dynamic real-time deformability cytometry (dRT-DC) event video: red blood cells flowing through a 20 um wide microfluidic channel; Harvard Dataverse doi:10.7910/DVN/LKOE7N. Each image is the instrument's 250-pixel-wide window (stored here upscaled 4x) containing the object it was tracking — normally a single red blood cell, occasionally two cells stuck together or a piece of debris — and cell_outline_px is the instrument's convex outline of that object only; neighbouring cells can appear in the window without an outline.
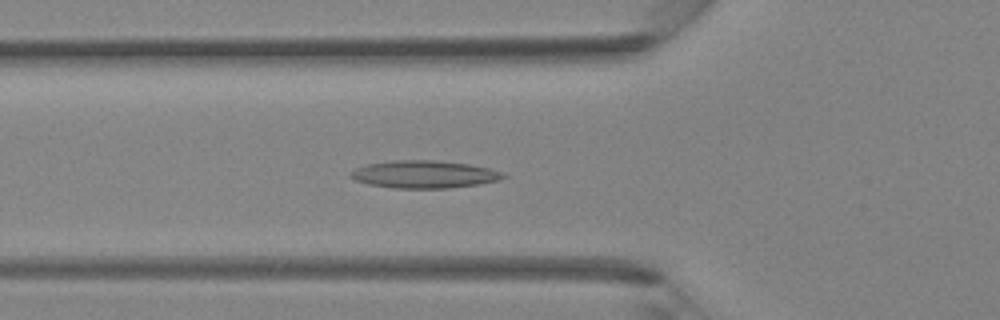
{"species": "Egyptian fruit bat (a non-hibernating species)", "species_latin": "Rousettus aegyptiacus", "temperature_condition": "room temperature", "stored_images_in_passage": 37, "segment_of_instrument_passage": [1, 2], "camera_frame_rate_fps": 3000, "um_per_image_px": 0.085, "animal": {"sex": "female"}, "frame": {"image": 1, "passage_image": 10, "time_ms": 3.0, "image_size_px": [1000, 320], "cell_outline_px": [[508, 176], [500, 180], [476, 184], [448, 188], [392, 188], [368, 184], [356, 180], [348, 176], [356, 168], [368, 164], [396, 160], [432, 160], [468, 164], [488, 168], [500, 172]], "centroid_in_image_um": [36.04, 14.82], "position_along_channel_um": 89.8, "area_um2": 24.22}}
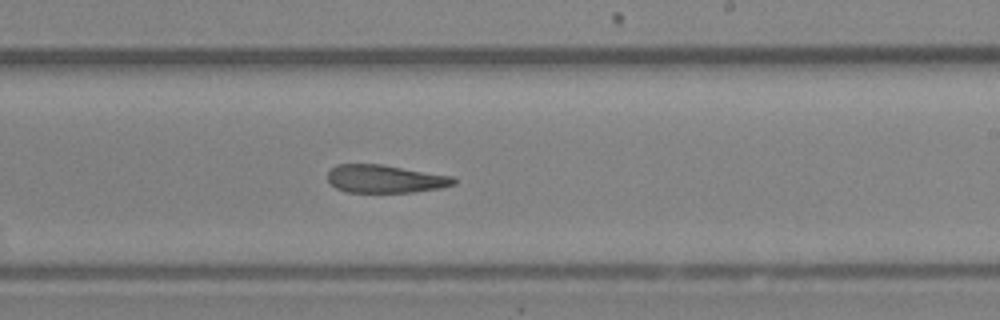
{"frame": {"image": 2, "passage_image": 20, "time_ms": 6.333, "image_size_px": [1000, 320], "cell_outline_px": [[456, 184], [440, 188], [412, 192], [348, 192], [336, 188], [328, 180], [328, 172], [336, 164], [384, 164], [452, 176], [456, 180]], "centroid_in_image_um": [32.75, 15.19], "position_along_channel_um": 256.3, "area_um2": 20.58}}
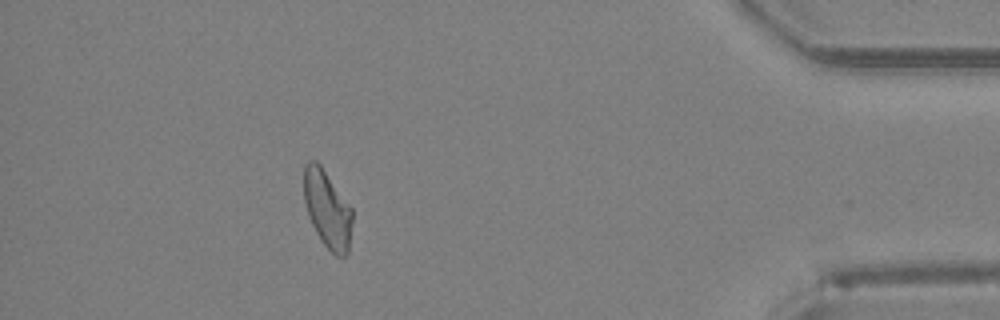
{"frame": {"image": 3, "passage_image": 32, "time_ms": 10.333, "image_size_px": [1000, 320], "cell_outline_px": [[352, 220], [348, 252], [344, 256], [336, 256], [320, 240], [308, 216], [304, 200], [304, 164], [308, 160], [316, 160], [320, 164], [352, 208]], "centroid_in_image_um": [27.81, 17.76], "position_along_channel_um": 407.4, "area_um2": 21.79}}